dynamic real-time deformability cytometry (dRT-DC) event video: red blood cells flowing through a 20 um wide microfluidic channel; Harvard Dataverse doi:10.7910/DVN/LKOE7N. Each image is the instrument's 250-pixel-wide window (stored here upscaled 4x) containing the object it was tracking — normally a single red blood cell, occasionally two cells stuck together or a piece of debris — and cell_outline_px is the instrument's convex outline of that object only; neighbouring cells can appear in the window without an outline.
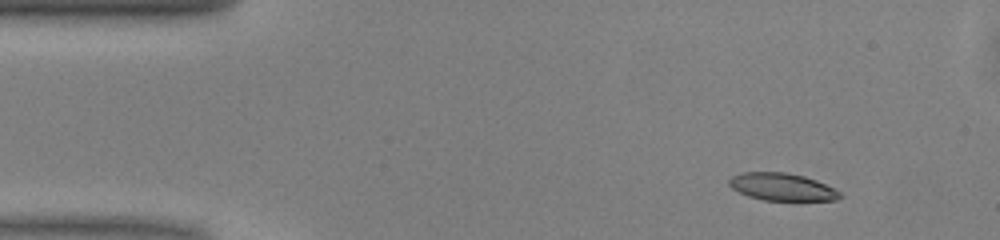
{"species": "common noctule bat (a hibernating species)", "species_latin": "Nyctalus noctula", "temperature_condition": "warm", "stored_images_in_passage": 45, "camera_frame_rate_fps": 3000, "um_per_image_px": 0.085, "animal": {"sex": "male", "body_mass_g": 13.0, "forearm_length_mm": 53.1}, "frame": {"image": 1, "passage_image": 1, "time_ms": 0.0, "image_size_px": [1000, 240], "cell_outline_px": [[840, 196], [836, 200], [764, 200], [748, 196], [732, 188], [728, 184], [728, 180], [732, 176], [740, 172], [784, 172], [804, 176], [816, 180], [840, 192]], "centroid_in_image_um": [66.42, 15.87], "position_along_channel_um": 18.6, "area_um2": 17.51}}
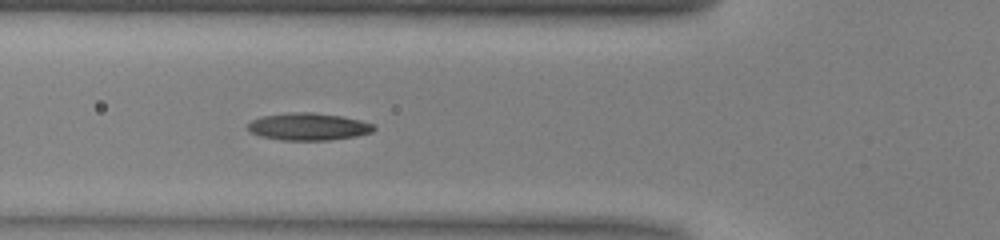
{"frame": {"image": 2, "passage_image": 13, "time_ms": 4.0, "image_size_px": [1000, 240], "cell_outline_px": [[376, 128], [372, 132], [356, 136], [328, 140], [284, 140], [260, 136], [248, 132], [244, 128], [252, 120], [260, 116], [288, 112], [312, 112], [340, 116], [360, 120], [372, 124]], "centroid_in_image_um": [26.14, 10.76], "position_along_channel_um": 99.7, "area_um2": 20.17}}
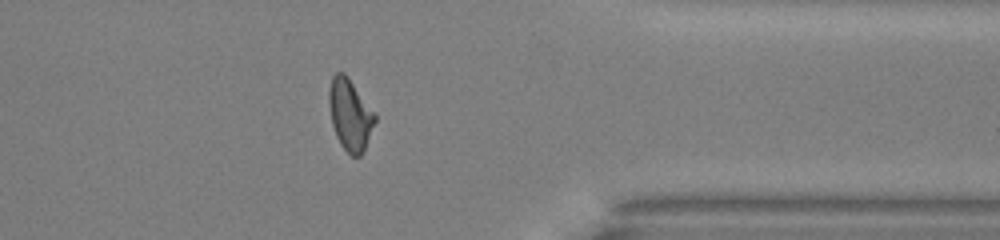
{"frame": {"image": 3, "passage_image": 35, "time_ms": 11.333, "image_size_px": [1000, 240], "cell_outline_px": [[376, 120], [364, 152], [360, 156], [352, 156], [340, 144], [336, 136], [332, 124], [328, 104], [328, 88], [332, 76], [336, 72], [344, 72], [348, 76], [376, 112]], "centroid_in_image_um": [29.76, 9.72], "position_along_channel_um": 381.6, "area_um2": 19.54}, "authors_computed_cell_mechanics": {"area_um2": 19.1318, "velocity_mm_per_s": 4.0724, "shape_relaxation_time_tau1_ms": null, "shape_relaxation_time_tau2_ms": 2.3484, "deformation_change_tau1": null, "deformation_change_tau2": 0.1017}}